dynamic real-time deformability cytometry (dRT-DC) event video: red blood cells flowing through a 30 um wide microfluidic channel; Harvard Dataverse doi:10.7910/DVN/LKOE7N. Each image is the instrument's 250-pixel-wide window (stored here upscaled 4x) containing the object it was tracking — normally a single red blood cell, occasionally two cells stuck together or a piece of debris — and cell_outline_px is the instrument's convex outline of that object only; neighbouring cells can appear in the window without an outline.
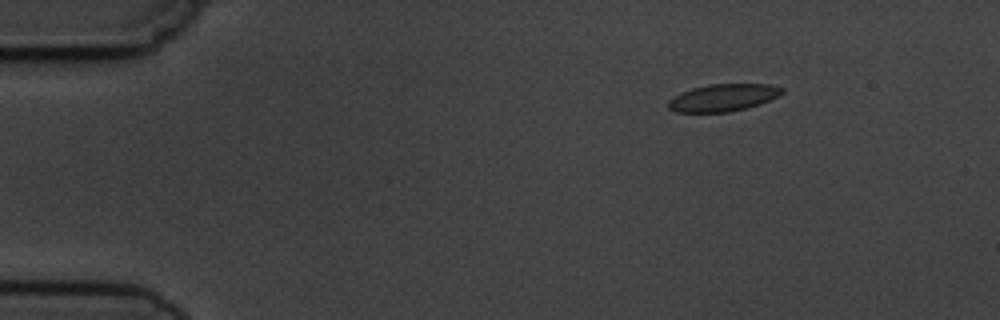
{"species": "common noctule bat (a hibernating species)", "species_latin": "Nyctalus noctula", "temperature_condition": "cold", "stored_images_in_passage": 3, "camera_frame_rate_fps": 3000, "um_per_image_px": 0.085, "animal": {"sex": "male", "body_mass_g": 19.5, "forearm_length_mm": 54.6}, "frame": {"image": 1, "passage_image": 1, "time_ms": 0.0, "image_size_px": [1000, 320], "cell_outline_px": [[784, 92], [780, 96], [760, 104], [748, 108], [728, 112], [676, 112], [668, 108], [668, 100], [680, 92], [692, 88], [708, 84], [768, 84], [784, 88]], "centroid_in_image_um": [61.48, 8.3], "position_along_channel_um": 23.5, "area_um2": 18.26}}